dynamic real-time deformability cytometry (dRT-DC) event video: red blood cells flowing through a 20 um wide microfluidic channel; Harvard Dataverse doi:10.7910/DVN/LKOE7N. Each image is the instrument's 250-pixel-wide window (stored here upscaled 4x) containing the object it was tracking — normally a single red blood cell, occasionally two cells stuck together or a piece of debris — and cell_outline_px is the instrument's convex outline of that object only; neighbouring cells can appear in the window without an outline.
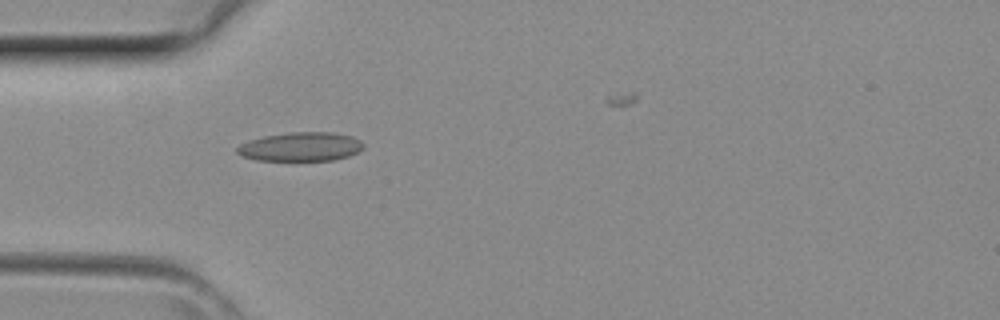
{"species": "common noctule bat (a hibernating species)", "species_latin": "Nyctalus noctula", "temperature_condition": "room temperature", "stored_images_in_passage": 10, "camera_frame_rate_fps": 3000, "um_per_image_px": 0.085, "animal": {"sex": "female", "body_mass_g": 29.2, "forearm_length_mm": 56.3}, "frame": {"image": 1, "passage_image": 4, "time_ms": 1.0, "image_size_px": [1000, 320], "cell_outline_px": [[364, 148], [348, 156], [332, 160], [256, 160], [240, 156], [236, 152], [236, 148], [240, 144], [248, 140], [264, 136], [292, 132], [332, 132], [352, 136], [360, 140], [364, 144]], "centroid_in_image_um": [25.54, 12.47], "position_along_channel_um": 59.5, "area_um2": 21.33}}
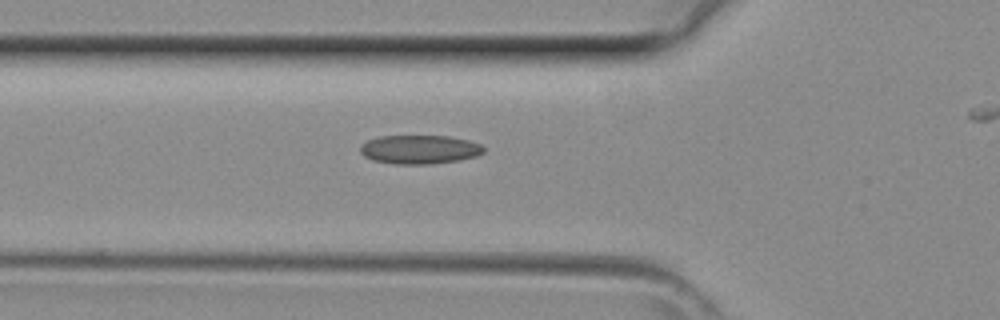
{"frame": {"image": 2, "passage_image": 6, "time_ms": 1.667, "image_size_px": [1000, 320], "cell_outline_px": [[484, 152], [476, 156], [460, 160], [428, 164], [396, 164], [372, 160], [364, 156], [360, 152], [360, 144], [368, 140], [380, 136], [448, 136], [468, 140], [480, 144], [484, 148]], "centroid_in_image_um": [35.64, 12.7], "position_along_channel_um": 90.2, "area_um2": 20.75}}
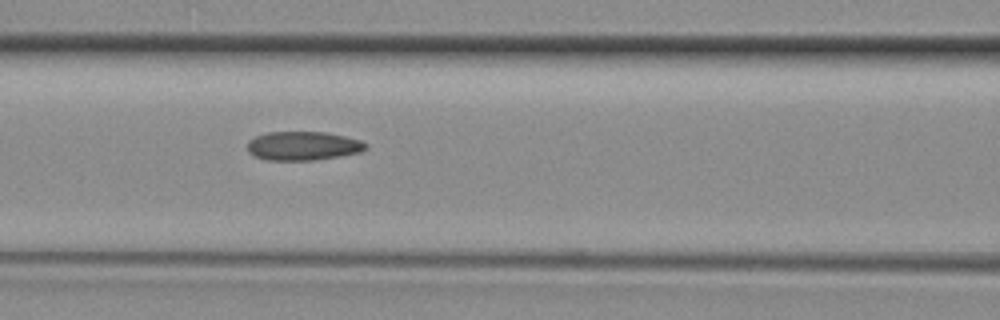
{"frame": {"image": 3, "passage_image": 9, "time_ms": 2.667, "image_size_px": [1000, 320], "cell_outline_px": [[368, 148], [360, 152], [340, 156], [316, 160], [268, 160], [252, 156], [248, 152], [248, 140], [256, 136], [268, 132], [324, 132], [344, 136], [360, 140], [368, 144]], "centroid_in_image_um": [25.75, 12.4], "position_along_channel_um": 140.8, "area_um2": 20.0}}